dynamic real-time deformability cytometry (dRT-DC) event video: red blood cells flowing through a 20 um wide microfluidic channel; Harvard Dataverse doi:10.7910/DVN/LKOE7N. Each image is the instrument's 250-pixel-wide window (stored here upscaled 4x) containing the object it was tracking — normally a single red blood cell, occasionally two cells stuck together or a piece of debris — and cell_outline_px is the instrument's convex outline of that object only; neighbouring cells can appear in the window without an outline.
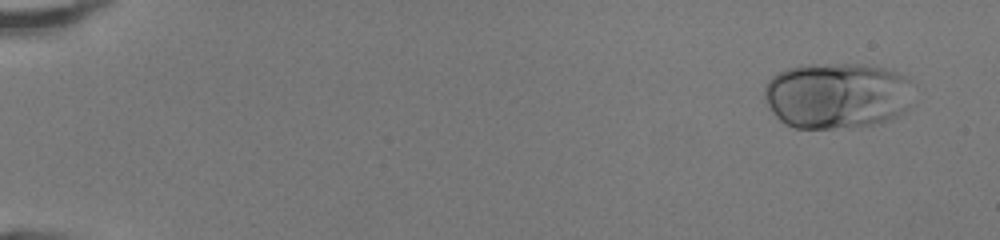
{"species": "human", "species_latin": "Homo sapiens", "temperature_condition": "room temperature", "stored_images_in_passage": 49, "camera_frame_rate_fps": 3000, "um_per_image_px": 0.085, "donor": {"sex": "female"}, "frame": {"image": 1, "passage_image": 4, "time_ms": 1.0, "image_size_px": [1000, 240], "cell_outline_px": [[904, 80], [896, 112], [892, 116], [884, 120], [872, 124], [832, 128], [796, 128], [784, 124], [768, 108], [764, 96], [764, 88], [768, 80], [772, 76], [788, 68], [816, 64], [856, 64], [884, 68], [896, 72]], "centroid_in_image_um": [70.84, 8.11], "position_along_channel_um": 14.2, "area_um2": 54.56}}
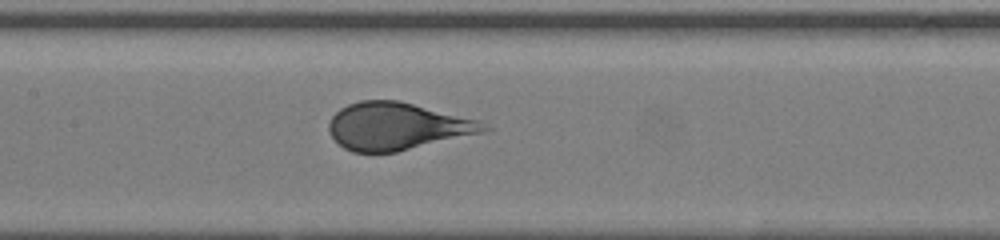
{"frame": {"image": 2, "passage_image": 26, "time_ms": 8.333, "image_size_px": [1000, 240], "cell_outline_px": [[492, 128], [484, 132], [396, 152], [352, 152], [344, 148], [328, 132], [328, 124], [332, 116], [340, 108], [348, 104], [360, 100], [400, 100], [480, 120], [488, 124]], "centroid_in_image_um": [33.77, 10.72], "position_along_channel_um": 173.6, "area_um2": 42.89}}
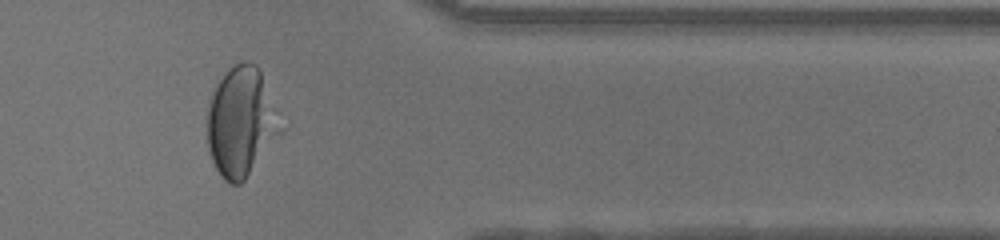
{"frame": {"image": 3, "passage_image": 42, "time_ms": 13.667, "image_size_px": [1000, 240], "cell_outline_px": [[264, 132], [248, 172], [244, 180], [240, 184], [228, 184], [220, 176], [212, 160], [208, 148], [208, 108], [216, 84], [228, 68], [240, 60], [248, 60], [256, 64], [260, 72], [264, 128]], "centroid_in_image_um": [20.05, 10.3], "position_along_channel_um": 391.3, "area_um2": 38.84}}